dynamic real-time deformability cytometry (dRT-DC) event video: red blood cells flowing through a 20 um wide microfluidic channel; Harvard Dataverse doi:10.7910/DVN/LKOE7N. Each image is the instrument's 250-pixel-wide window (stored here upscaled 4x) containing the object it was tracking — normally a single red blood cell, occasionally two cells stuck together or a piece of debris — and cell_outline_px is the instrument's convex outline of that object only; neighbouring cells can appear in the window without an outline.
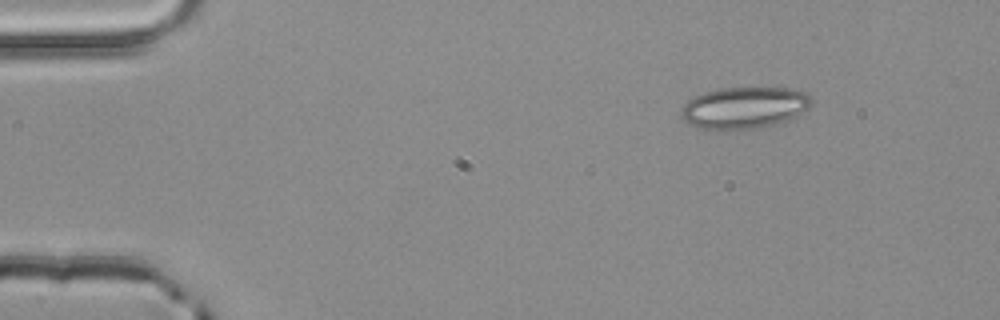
{"species": "common noctule bat (a hibernating species)", "species_latin": "Nyctalus noctula", "temperature_condition": "room temperature", "stored_images_in_passage": 3, "camera_frame_rate_fps": 3000, "um_per_image_px": 0.085, "animal": {"sex": "male", "body_mass_g": 20.4}, "frame": {"image": 1, "passage_image": 1, "time_ms": 0.0, "image_size_px": [1000, 320], "cell_outline_px": [[812, 104], [808, 108], [796, 116], [780, 124], [768, 128], [748, 132], [700, 128], [688, 124], [680, 116], [680, 112], [684, 104], [688, 100], [704, 92], [720, 88], [792, 88], [804, 92], [812, 100]], "centroid_in_image_um": [63.27, 9.21], "position_along_channel_um": 21.7, "area_um2": 32.6}}
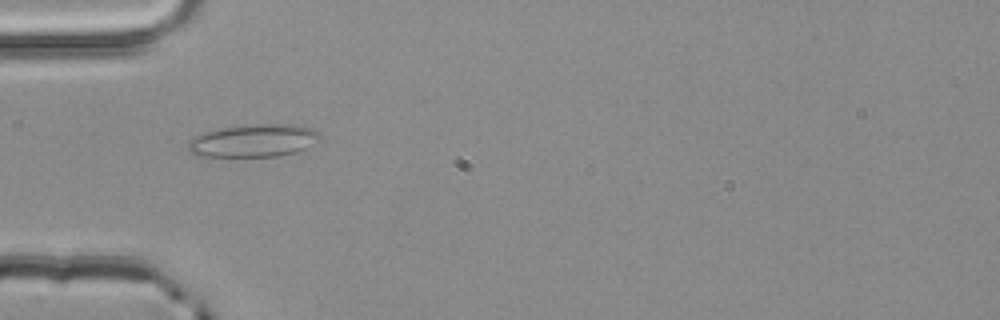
{"frame": {"image": 2, "passage_image": 3, "time_ms": 0.667, "image_size_px": [1000, 320], "cell_outline_px": [[320, 140], [296, 152], [280, 156], [192, 156], [188, 152], [188, 140], [204, 132], [220, 128], [248, 124], [296, 124], [312, 128], [320, 132]], "centroid_in_image_um": [21.54, 11.95], "position_along_channel_um": 63.5, "area_um2": 25.43}}